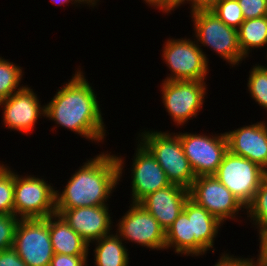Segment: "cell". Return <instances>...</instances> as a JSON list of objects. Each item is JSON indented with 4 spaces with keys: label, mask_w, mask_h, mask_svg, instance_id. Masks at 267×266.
I'll list each match as a JSON object with an SVG mask.
<instances>
[{
    "label": "cell",
    "mask_w": 267,
    "mask_h": 266,
    "mask_svg": "<svg viewBox=\"0 0 267 266\" xmlns=\"http://www.w3.org/2000/svg\"><path fill=\"white\" fill-rule=\"evenodd\" d=\"M196 41L186 38H169L163 44L162 60L170 69L164 80L204 81L209 73V60Z\"/></svg>",
    "instance_id": "5b68a950"
},
{
    "label": "cell",
    "mask_w": 267,
    "mask_h": 266,
    "mask_svg": "<svg viewBox=\"0 0 267 266\" xmlns=\"http://www.w3.org/2000/svg\"><path fill=\"white\" fill-rule=\"evenodd\" d=\"M186 0H170V13L173 11L175 8L181 6L184 4Z\"/></svg>",
    "instance_id": "d590c367"
},
{
    "label": "cell",
    "mask_w": 267,
    "mask_h": 266,
    "mask_svg": "<svg viewBox=\"0 0 267 266\" xmlns=\"http://www.w3.org/2000/svg\"><path fill=\"white\" fill-rule=\"evenodd\" d=\"M191 15L197 43L210 47L232 67L246 59L239 46L237 29L227 26L211 10L197 11Z\"/></svg>",
    "instance_id": "277c9868"
},
{
    "label": "cell",
    "mask_w": 267,
    "mask_h": 266,
    "mask_svg": "<svg viewBox=\"0 0 267 266\" xmlns=\"http://www.w3.org/2000/svg\"><path fill=\"white\" fill-rule=\"evenodd\" d=\"M179 138L184 154L189 160L196 177L214 175L228 152L227 138L224 133L204 135L203 133H180Z\"/></svg>",
    "instance_id": "30bf717a"
},
{
    "label": "cell",
    "mask_w": 267,
    "mask_h": 266,
    "mask_svg": "<svg viewBox=\"0 0 267 266\" xmlns=\"http://www.w3.org/2000/svg\"><path fill=\"white\" fill-rule=\"evenodd\" d=\"M257 266H267V259H257Z\"/></svg>",
    "instance_id": "f35d334b"
},
{
    "label": "cell",
    "mask_w": 267,
    "mask_h": 266,
    "mask_svg": "<svg viewBox=\"0 0 267 266\" xmlns=\"http://www.w3.org/2000/svg\"><path fill=\"white\" fill-rule=\"evenodd\" d=\"M183 211L191 218L192 236H194V256L214 253V241L223 223L210 214L204 207L197 205L190 198L185 202Z\"/></svg>",
    "instance_id": "ac0fdd59"
},
{
    "label": "cell",
    "mask_w": 267,
    "mask_h": 266,
    "mask_svg": "<svg viewBox=\"0 0 267 266\" xmlns=\"http://www.w3.org/2000/svg\"><path fill=\"white\" fill-rule=\"evenodd\" d=\"M189 198L222 223L234 220L240 210L246 209L214 175L196 177L189 188Z\"/></svg>",
    "instance_id": "8fae6325"
},
{
    "label": "cell",
    "mask_w": 267,
    "mask_h": 266,
    "mask_svg": "<svg viewBox=\"0 0 267 266\" xmlns=\"http://www.w3.org/2000/svg\"><path fill=\"white\" fill-rule=\"evenodd\" d=\"M245 211L247 217L251 219L250 222L253 220L252 224L255 223L258 235L267 230V176L262 180L254 199Z\"/></svg>",
    "instance_id": "cb8c5ba5"
},
{
    "label": "cell",
    "mask_w": 267,
    "mask_h": 266,
    "mask_svg": "<svg viewBox=\"0 0 267 266\" xmlns=\"http://www.w3.org/2000/svg\"><path fill=\"white\" fill-rule=\"evenodd\" d=\"M244 19L267 16V0H237Z\"/></svg>",
    "instance_id": "f1b7e54d"
},
{
    "label": "cell",
    "mask_w": 267,
    "mask_h": 266,
    "mask_svg": "<svg viewBox=\"0 0 267 266\" xmlns=\"http://www.w3.org/2000/svg\"><path fill=\"white\" fill-rule=\"evenodd\" d=\"M81 5L82 4H87V6L89 5V7H93L97 5V2H99V0H77Z\"/></svg>",
    "instance_id": "74e56055"
},
{
    "label": "cell",
    "mask_w": 267,
    "mask_h": 266,
    "mask_svg": "<svg viewBox=\"0 0 267 266\" xmlns=\"http://www.w3.org/2000/svg\"><path fill=\"white\" fill-rule=\"evenodd\" d=\"M54 4H59V5H64V4H68L69 2L72 4H80L77 0H51Z\"/></svg>",
    "instance_id": "8d00e7d4"
},
{
    "label": "cell",
    "mask_w": 267,
    "mask_h": 266,
    "mask_svg": "<svg viewBox=\"0 0 267 266\" xmlns=\"http://www.w3.org/2000/svg\"><path fill=\"white\" fill-rule=\"evenodd\" d=\"M172 247L177 254L194 256L191 218H188L183 210L165 232V249H171Z\"/></svg>",
    "instance_id": "44dd1931"
},
{
    "label": "cell",
    "mask_w": 267,
    "mask_h": 266,
    "mask_svg": "<svg viewBox=\"0 0 267 266\" xmlns=\"http://www.w3.org/2000/svg\"><path fill=\"white\" fill-rule=\"evenodd\" d=\"M211 11L227 26L235 29L245 21L237 0H219Z\"/></svg>",
    "instance_id": "4316f807"
},
{
    "label": "cell",
    "mask_w": 267,
    "mask_h": 266,
    "mask_svg": "<svg viewBox=\"0 0 267 266\" xmlns=\"http://www.w3.org/2000/svg\"><path fill=\"white\" fill-rule=\"evenodd\" d=\"M214 266H257V263L254 257L245 259L224 252Z\"/></svg>",
    "instance_id": "4dcf8cb0"
},
{
    "label": "cell",
    "mask_w": 267,
    "mask_h": 266,
    "mask_svg": "<svg viewBox=\"0 0 267 266\" xmlns=\"http://www.w3.org/2000/svg\"><path fill=\"white\" fill-rule=\"evenodd\" d=\"M0 266H28L13 249L0 251Z\"/></svg>",
    "instance_id": "1f68e13d"
},
{
    "label": "cell",
    "mask_w": 267,
    "mask_h": 266,
    "mask_svg": "<svg viewBox=\"0 0 267 266\" xmlns=\"http://www.w3.org/2000/svg\"><path fill=\"white\" fill-rule=\"evenodd\" d=\"M238 30V42L242 54L247 58L256 48L267 45V16L246 19Z\"/></svg>",
    "instance_id": "7402d4cb"
},
{
    "label": "cell",
    "mask_w": 267,
    "mask_h": 266,
    "mask_svg": "<svg viewBox=\"0 0 267 266\" xmlns=\"http://www.w3.org/2000/svg\"><path fill=\"white\" fill-rule=\"evenodd\" d=\"M214 176L246 208L254 199L267 171L255 162L228 151Z\"/></svg>",
    "instance_id": "52a82bcc"
},
{
    "label": "cell",
    "mask_w": 267,
    "mask_h": 266,
    "mask_svg": "<svg viewBox=\"0 0 267 266\" xmlns=\"http://www.w3.org/2000/svg\"><path fill=\"white\" fill-rule=\"evenodd\" d=\"M0 214H14V171L0 163Z\"/></svg>",
    "instance_id": "484cf974"
},
{
    "label": "cell",
    "mask_w": 267,
    "mask_h": 266,
    "mask_svg": "<svg viewBox=\"0 0 267 266\" xmlns=\"http://www.w3.org/2000/svg\"><path fill=\"white\" fill-rule=\"evenodd\" d=\"M148 6L155 7L167 15L170 13V0H143Z\"/></svg>",
    "instance_id": "836d02e7"
},
{
    "label": "cell",
    "mask_w": 267,
    "mask_h": 266,
    "mask_svg": "<svg viewBox=\"0 0 267 266\" xmlns=\"http://www.w3.org/2000/svg\"><path fill=\"white\" fill-rule=\"evenodd\" d=\"M135 151L131 168V203H139L148 194L171 184L162 167L139 140Z\"/></svg>",
    "instance_id": "5bb4252c"
},
{
    "label": "cell",
    "mask_w": 267,
    "mask_h": 266,
    "mask_svg": "<svg viewBox=\"0 0 267 266\" xmlns=\"http://www.w3.org/2000/svg\"><path fill=\"white\" fill-rule=\"evenodd\" d=\"M78 68L74 76L45 104V117L94 143L104 141L105 124L92 84Z\"/></svg>",
    "instance_id": "6da1fadb"
},
{
    "label": "cell",
    "mask_w": 267,
    "mask_h": 266,
    "mask_svg": "<svg viewBox=\"0 0 267 266\" xmlns=\"http://www.w3.org/2000/svg\"><path fill=\"white\" fill-rule=\"evenodd\" d=\"M117 234L103 236L95 243L94 266H129V252Z\"/></svg>",
    "instance_id": "ffe728a7"
},
{
    "label": "cell",
    "mask_w": 267,
    "mask_h": 266,
    "mask_svg": "<svg viewBox=\"0 0 267 266\" xmlns=\"http://www.w3.org/2000/svg\"><path fill=\"white\" fill-rule=\"evenodd\" d=\"M259 255L257 259H267V230L259 234Z\"/></svg>",
    "instance_id": "e575fe53"
},
{
    "label": "cell",
    "mask_w": 267,
    "mask_h": 266,
    "mask_svg": "<svg viewBox=\"0 0 267 266\" xmlns=\"http://www.w3.org/2000/svg\"><path fill=\"white\" fill-rule=\"evenodd\" d=\"M56 213L89 244V247L90 243L111 234L110 230H113L109 205L56 209Z\"/></svg>",
    "instance_id": "9a60e30c"
},
{
    "label": "cell",
    "mask_w": 267,
    "mask_h": 266,
    "mask_svg": "<svg viewBox=\"0 0 267 266\" xmlns=\"http://www.w3.org/2000/svg\"><path fill=\"white\" fill-rule=\"evenodd\" d=\"M23 68L0 57V101L8 98L24 86H20Z\"/></svg>",
    "instance_id": "603a6c76"
},
{
    "label": "cell",
    "mask_w": 267,
    "mask_h": 266,
    "mask_svg": "<svg viewBox=\"0 0 267 266\" xmlns=\"http://www.w3.org/2000/svg\"><path fill=\"white\" fill-rule=\"evenodd\" d=\"M249 73L248 91L252 99L267 111V66L255 64Z\"/></svg>",
    "instance_id": "d4e9b609"
},
{
    "label": "cell",
    "mask_w": 267,
    "mask_h": 266,
    "mask_svg": "<svg viewBox=\"0 0 267 266\" xmlns=\"http://www.w3.org/2000/svg\"><path fill=\"white\" fill-rule=\"evenodd\" d=\"M162 100L166 111L177 126L196 118L203 108L207 85L205 81L163 80Z\"/></svg>",
    "instance_id": "9c48e42d"
},
{
    "label": "cell",
    "mask_w": 267,
    "mask_h": 266,
    "mask_svg": "<svg viewBox=\"0 0 267 266\" xmlns=\"http://www.w3.org/2000/svg\"><path fill=\"white\" fill-rule=\"evenodd\" d=\"M130 209L118 220L116 234L152 250H165V230L139 203H130Z\"/></svg>",
    "instance_id": "7c38bea8"
},
{
    "label": "cell",
    "mask_w": 267,
    "mask_h": 266,
    "mask_svg": "<svg viewBox=\"0 0 267 266\" xmlns=\"http://www.w3.org/2000/svg\"><path fill=\"white\" fill-rule=\"evenodd\" d=\"M49 234L56 254L88 255L89 244L57 213L48 217Z\"/></svg>",
    "instance_id": "d6986e66"
},
{
    "label": "cell",
    "mask_w": 267,
    "mask_h": 266,
    "mask_svg": "<svg viewBox=\"0 0 267 266\" xmlns=\"http://www.w3.org/2000/svg\"><path fill=\"white\" fill-rule=\"evenodd\" d=\"M138 137L137 140L151 152L172 184L187 189L191 187L196 176L184 154L178 133L144 130Z\"/></svg>",
    "instance_id": "3957f363"
},
{
    "label": "cell",
    "mask_w": 267,
    "mask_h": 266,
    "mask_svg": "<svg viewBox=\"0 0 267 266\" xmlns=\"http://www.w3.org/2000/svg\"><path fill=\"white\" fill-rule=\"evenodd\" d=\"M12 248L28 266H50L54 251L48 217L20 219Z\"/></svg>",
    "instance_id": "ba28073f"
},
{
    "label": "cell",
    "mask_w": 267,
    "mask_h": 266,
    "mask_svg": "<svg viewBox=\"0 0 267 266\" xmlns=\"http://www.w3.org/2000/svg\"><path fill=\"white\" fill-rule=\"evenodd\" d=\"M20 218L14 214H0V251L13 247L16 227Z\"/></svg>",
    "instance_id": "83f0119b"
},
{
    "label": "cell",
    "mask_w": 267,
    "mask_h": 266,
    "mask_svg": "<svg viewBox=\"0 0 267 266\" xmlns=\"http://www.w3.org/2000/svg\"><path fill=\"white\" fill-rule=\"evenodd\" d=\"M228 151L255 162L267 171V123L245 125L225 132Z\"/></svg>",
    "instance_id": "2e32d148"
},
{
    "label": "cell",
    "mask_w": 267,
    "mask_h": 266,
    "mask_svg": "<svg viewBox=\"0 0 267 266\" xmlns=\"http://www.w3.org/2000/svg\"><path fill=\"white\" fill-rule=\"evenodd\" d=\"M88 255L56 254L52 257L50 266H88Z\"/></svg>",
    "instance_id": "f546056e"
},
{
    "label": "cell",
    "mask_w": 267,
    "mask_h": 266,
    "mask_svg": "<svg viewBox=\"0 0 267 266\" xmlns=\"http://www.w3.org/2000/svg\"><path fill=\"white\" fill-rule=\"evenodd\" d=\"M39 101L37 94L28 85L0 101L4 126L20 133L32 132L37 120L45 117V105L42 106Z\"/></svg>",
    "instance_id": "4fadbf2b"
},
{
    "label": "cell",
    "mask_w": 267,
    "mask_h": 266,
    "mask_svg": "<svg viewBox=\"0 0 267 266\" xmlns=\"http://www.w3.org/2000/svg\"><path fill=\"white\" fill-rule=\"evenodd\" d=\"M124 162L121 156L108 151L84 162L67 181L62 193L56 190V209L108 205L106 202L122 177Z\"/></svg>",
    "instance_id": "7a4b0ae2"
},
{
    "label": "cell",
    "mask_w": 267,
    "mask_h": 266,
    "mask_svg": "<svg viewBox=\"0 0 267 266\" xmlns=\"http://www.w3.org/2000/svg\"><path fill=\"white\" fill-rule=\"evenodd\" d=\"M188 198L189 189L171 183L169 186L148 194L139 204L156 218L166 232L178 218Z\"/></svg>",
    "instance_id": "e0dca14e"
},
{
    "label": "cell",
    "mask_w": 267,
    "mask_h": 266,
    "mask_svg": "<svg viewBox=\"0 0 267 266\" xmlns=\"http://www.w3.org/2000/svg\"><path fill=\"white\" fill-rule=\"evenodd\" d=\"M44 178L14 172V215L20 219L47 218L56 213V188Z\"/></svg>",
    "instance_id": "8992f818"
},
{
    "label": "cell",
    "mask_w": 267,
    "mask_h": 266,
    "mask_svg": "<svg viewBox=\"0 0 267 266\" xmlns=\"http://www.w3.org/2000/svg\"><path fill=\"white\" fill-rule=\"evenodd\" d=\"M219 0H186L184 3H188L191 5L190 9L191 12L190 13H194L197 11H209L212 10L216 3Z\"/></svg>",
    "instance_id": "d6a6232c"
}]
</instances>
